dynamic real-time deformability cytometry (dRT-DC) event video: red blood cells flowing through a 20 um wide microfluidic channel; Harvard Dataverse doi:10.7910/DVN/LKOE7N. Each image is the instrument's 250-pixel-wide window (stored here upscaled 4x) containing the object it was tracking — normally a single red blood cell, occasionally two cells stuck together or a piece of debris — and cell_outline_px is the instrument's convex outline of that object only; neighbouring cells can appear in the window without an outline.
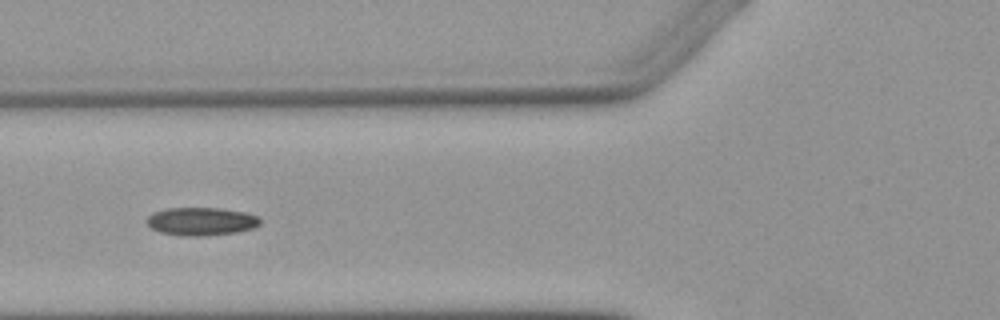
{"species": "Egyptian fruit bat (a non-hibernating species)", "species_latin": "Rousettus aegyptiacus", "temperature_condition": "warm", "stored_images_in_passage": 7, "segment_of_instrument_passage": [2, 2], "camera_frame_rate_fps": 3000, "um_per_image_px": 0.085, "animal": {"sex": "female"}, "frame": {"image": 1, "passage_image": 6, "time_ms": 6.667, "image_size_px": [1000, 320], "cell_outline_px": [[260, 224], [252, 228], [236, 232], [208, 236], [180, 236], [160, 232], [152, 228], [148, 224], [148, 216], [152, 212], [164, 208], [220, 208], [244, 212], [260, 216]], "centroid_in_image_um": [17.1, 18.82], "position_along_channel_um": 108.7, "area_um2": 18.67}}
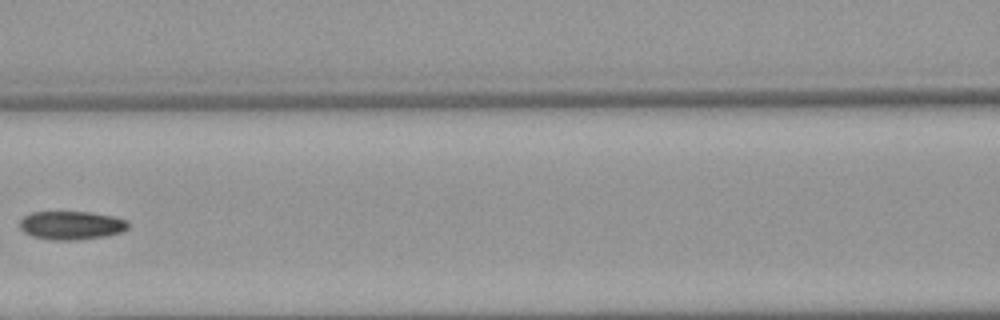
{"frame": {"image": 2, "passage_image": 7, "time_ms": 8.0, "image_size_px": [1000, 320], "cell_outline_px": [[128, 228], [124, 232], [104, 236], [76, 240], [48, 240], [32, 236], [24, 232], [20, 228], [20, 220], [24, 216], [32, 212], [92, 212], [116, 216], [128, 220]], "centroid_in_image_um": [6.09, 19.15], "position_along_channel_um": 160.5, "area_um2": 18.26}}